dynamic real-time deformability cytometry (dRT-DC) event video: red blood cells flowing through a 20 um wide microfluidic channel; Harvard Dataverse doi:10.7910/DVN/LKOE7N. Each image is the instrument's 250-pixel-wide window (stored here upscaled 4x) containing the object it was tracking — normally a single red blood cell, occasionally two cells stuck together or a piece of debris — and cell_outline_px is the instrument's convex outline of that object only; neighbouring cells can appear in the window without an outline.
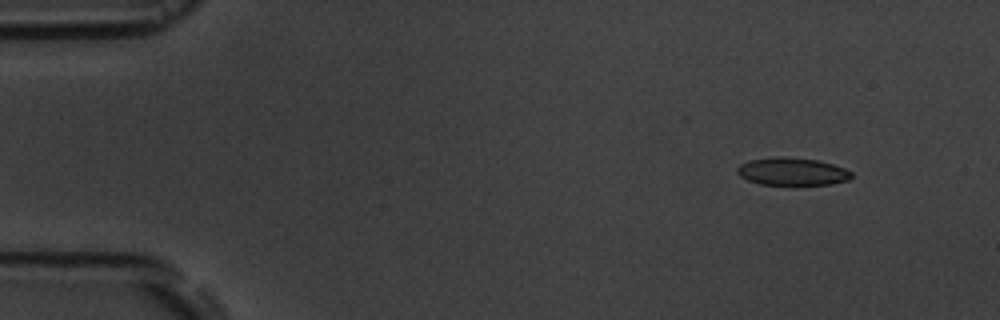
{"species": "common noctule bat (a hibernating species)", "species_latin": "Nyctalus noctula", "temperature_condition": "room temperature", "stored_images_in_passage": 5, "segment_of_instrument_passage": [2, 2], "camera_frame_rate_fps": 3000, "um_per_image_px": 0.085, "animal": {"sex": "male", "body_mass_g": 19.5, "forearm_length_mm": 54.6}, "frame": {"image": 1, "passage_image": 5, "time_ms": 6.667, "image_size_px": [1000, 320], "cell_outline_px": [[852, 176], [848, 180], [832, 184], [796, 188], [792, 188], [760, 184], [748, 180], [740, 176], [736, 172], [736, 168], [740, 164], [748, 160], [784, 156], [820, 160], [844, 168], [852, 172]], "centroid_in_image_um": [67.34, 14.63], "position_along_channel_um": 17.7, "area_um2": 19.48}}